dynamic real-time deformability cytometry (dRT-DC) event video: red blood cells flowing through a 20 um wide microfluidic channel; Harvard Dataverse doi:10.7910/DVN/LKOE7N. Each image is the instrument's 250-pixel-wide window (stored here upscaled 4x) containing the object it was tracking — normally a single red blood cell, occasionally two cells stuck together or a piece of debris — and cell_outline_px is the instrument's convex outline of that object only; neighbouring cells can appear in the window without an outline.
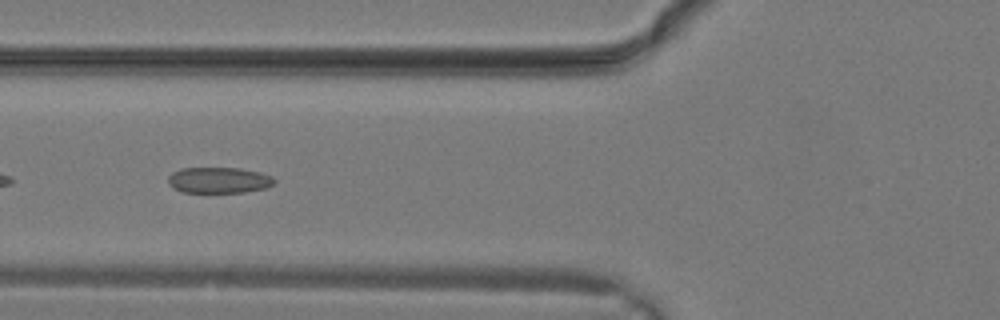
{"species": "common noctule bat (a hibernating species)", "species_latin": "Nyctalus noctula", "temperature_condition": "warm", "stored_images_in_passage": 12, "camera_frame_rate_fps": 3000, "um_per_image_px": 0.085, "animal": {"sex": "male", "body_mass_g": 19.2, "forearm_length_mm": 51.8}, "frame": {"image": 1, "passage_image": 7, "time_ms": 2.0, "image_size_px": [1000, 320], "cell_outline_px": [[276, 180], [268, 188], [244, 192], [184, 192], [172, 188], [168, 184], [168, 176], [172, 172], [180, 168], [240, 168], [260, 172], [272, 176]], "centroid_in_image_um": [18.59, 15.31], "position_along_channel_um": 107.2, "area_um2": 16.18}}
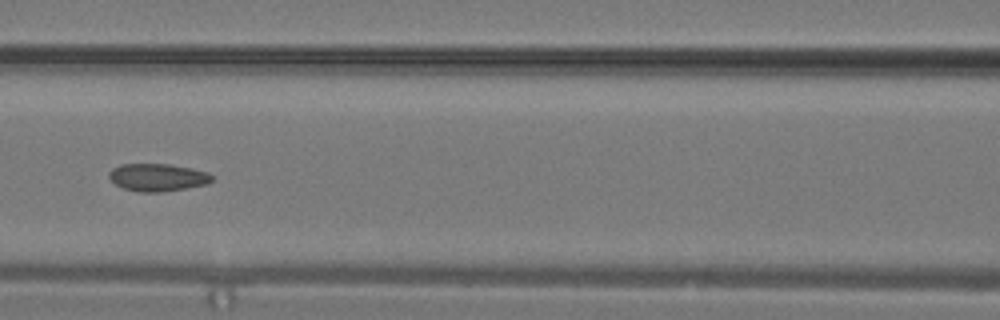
{"frame": {"image": 2, "passage_image": 9, "time_ms": 2.667, "image_size_px": [1000, 320], "cell_outline_px": [[212, 180], [208, 184], [164, 192], [140, 192], [124, 188], [116, 184], [108, 176], [108, 172], [112, 168], [120, 164], [168, 164], [192, 168], [208, 172], [212, 176]], "centroid_in_image_um": [13.4, 15.07], "position_along_channel_um": 153.2, "area_um2": 16.59}}
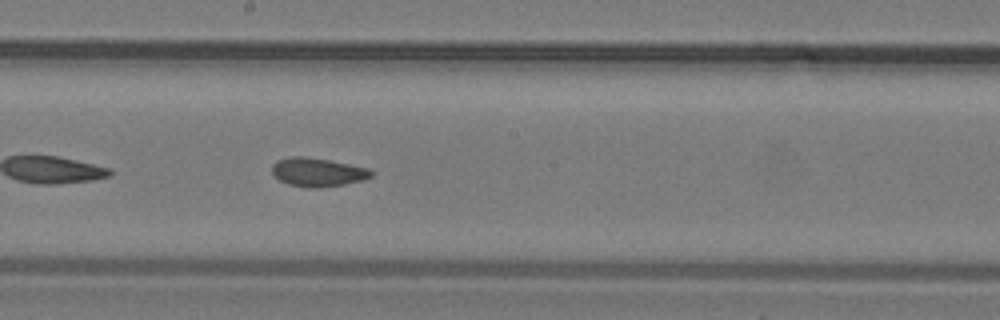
{"frame": {"image": 3, "passage_image": 12, "time_ms": 3.667, "image_size_px": [1000, 320], "cell_outline_px": [[372, 176], [364, 180], [344, 184], [316, 188], [308, 188], [288, 184], [272, 176], [272, 164], [276, 160], [292, 156], [308, 156], [368, 168], [372, 172]], "centroid_in_image_um": [26.95, 14.63], "position_along_channel_um": 221.2, "area_um2": 16.65}}